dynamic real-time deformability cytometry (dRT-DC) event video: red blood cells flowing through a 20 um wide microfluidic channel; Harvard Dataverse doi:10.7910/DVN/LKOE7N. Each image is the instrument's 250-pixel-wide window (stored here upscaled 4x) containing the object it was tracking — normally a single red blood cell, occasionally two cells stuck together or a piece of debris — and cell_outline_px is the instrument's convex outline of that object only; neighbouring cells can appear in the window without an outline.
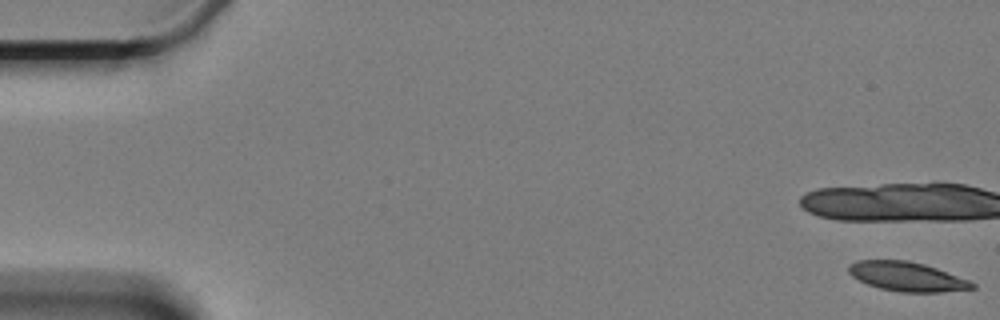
{"species": "Egyptian fruit bat (a non-hibernating species)", "species_latin": "Rousettus aegyptiacus", "temperature_condition": "cold", "stored_images_in_passage": 16, "camera_frame_rate_fps": 3000, "um_per_image_px": 0.085, "animal": {"sex": "female"}, "frame": {"image": 1, "passage_image": 1, "time_ms": 0.0, "image_size_px": [1000, 320], "cell_outline_px": [[976, 288], [940, 292], [900, 292], [880, 288], [868, 284], [852, 276], [848, 272], [848, 264], [856, 260], [908, 260], [924, 264], [936, 268], [968, 280], [976, 284]], "centroid_in_image_um": [77.07, 23.5], "position_along_channel_um": 7.9, "area_um2": 20.98}}